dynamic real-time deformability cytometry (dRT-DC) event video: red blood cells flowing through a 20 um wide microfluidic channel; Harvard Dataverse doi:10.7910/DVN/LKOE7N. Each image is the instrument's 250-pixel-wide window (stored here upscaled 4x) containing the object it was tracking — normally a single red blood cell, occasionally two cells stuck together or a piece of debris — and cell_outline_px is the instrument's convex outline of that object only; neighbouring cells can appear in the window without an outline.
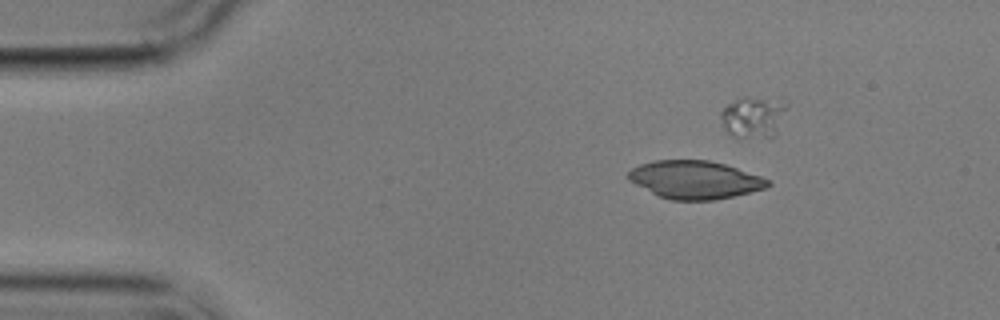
{"species": "common noctule bat (a hibernating species)", "species_latin": "Nyctalus noctula", "temperature_condition": "cold", "stored_images_in_passage": 7, "camera_frame_rate_fps": 3000, "um_per_image_px": 0.085, "animal": {"sex": "male", "body_mass_g": 17.9}, "frame": {"image": 1, "passage_image": 1, "time_ms": 0.0, "image_size_px": [1000, 320], "cell_outline_px": [[772, 184], [768, 188], [716, 200], [672, 200], [660, 196], [628, 180], [628, 172], [632, 168], [640, 164], [656, 160], [708, 160], [724, 164], [772, 180]], "centroid_in_image_um": [59.11, 15.28], "position_along_channel_um": 25.9, "area_um2": 30.75}}